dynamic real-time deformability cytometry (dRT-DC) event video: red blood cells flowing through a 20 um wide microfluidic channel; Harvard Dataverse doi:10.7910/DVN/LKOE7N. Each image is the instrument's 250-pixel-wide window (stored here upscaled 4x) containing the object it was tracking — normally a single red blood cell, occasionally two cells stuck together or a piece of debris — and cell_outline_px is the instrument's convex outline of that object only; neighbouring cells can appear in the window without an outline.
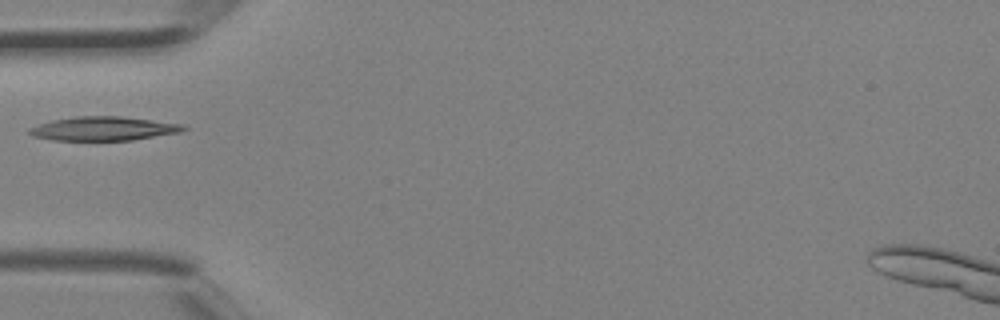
{"species": "Egyptian fruit bat (a non-hibernating species)", "species_latin": "Rousettus aegyptiacus", "temperature_condition": "room temperature", "stored_images_in_passage": 2, "camera_frame_rate_fps": 3000, "um_per_image_px": 0.085, "animal": {"sex": "female"}, "frame": {"image": 1, "passage_image": 2, "time_ms": 0.333, "image_size_px": [1000, 320], "cell_outline_px": [[188, 128], [180, 132], [132, 140], [52, 140], [32, 136], [28, 132], [28, 128], [52, 120], [76, 116], [120, 116], [184, 124]], "centroid_in_image_um": [8.79, 10.93], "position_along_channel_um": 76.2, "area_um2": 21.44}}